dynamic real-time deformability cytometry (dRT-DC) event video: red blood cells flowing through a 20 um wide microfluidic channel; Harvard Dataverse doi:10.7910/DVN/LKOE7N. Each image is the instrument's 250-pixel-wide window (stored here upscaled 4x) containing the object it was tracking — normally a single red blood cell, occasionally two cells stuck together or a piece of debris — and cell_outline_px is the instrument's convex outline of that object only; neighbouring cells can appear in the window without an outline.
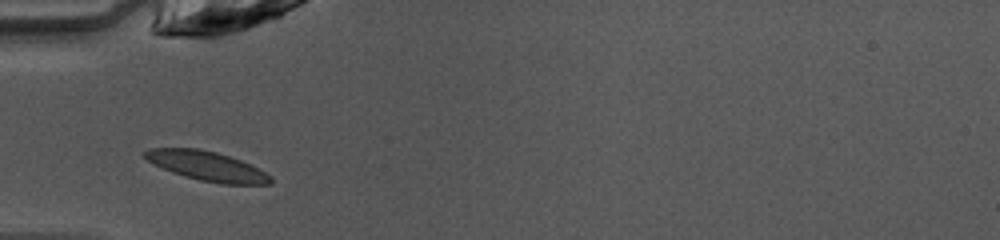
{"species": "common noctule bat (a hibernating species)", "species_latin": "Nyctalus noctula", "temperature_condition": "warm", "stored_images_in_passage": 34, "camera_frame_rate_fps": 3000, "um_per_image_px": 0.085, "animal": {"sex": "female", "body_mass_g": 10.0, "forearm_length_mm": 53.1}, "frame": {"image": 1, "passage_image": 1, "time_ms": 0.0, "image_size_px": [1000, 240], "cell_outline_px": [[272, 184], [224, 184], [200, 180], [184, 176], [172, 172], [148, 160], [144, 156], [144, 152], [148, 148], [200, 148], [216, 152], [240, 160], [272, 176]], "centroid_in_image_um": [17.6, 14.11], "position_along_channel_um": 67.4, "area_um2": 21.21}}
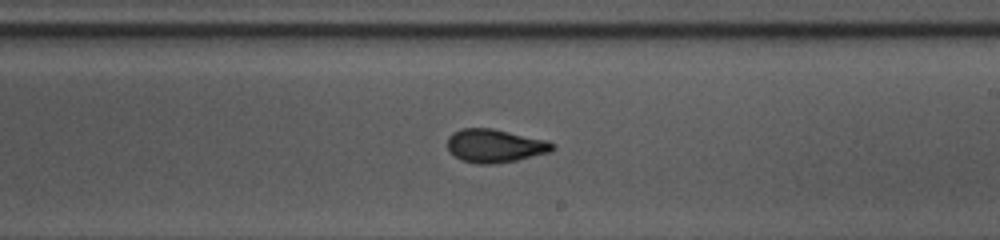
{"frame": {"image": 2, "passage_image": 14, "time_ms": 4.333, "image_size_px": [1000, 240], "cell_outline_px": [[556, 148], [552, 152], [516, 160], [492, 164], [476, 164], [460, 160], [448, 152], [448, 136], [452, 132], [460, 128], [492, 128], [548, 140], [556, 144]], "centroid_in_image_um": [42.07, 12.39], "position_along_channel_um": 246.9, "area_um2": 20.81}}
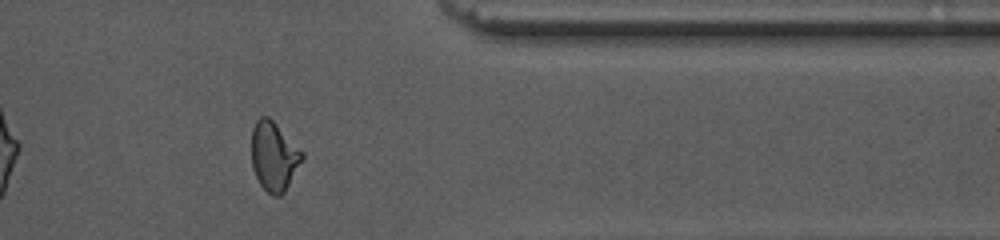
{"frame": {"image": 3, "passage_image": 25, "time_ms": 8.0, "image_size_px": [1000, 240], "cell_outline_px": [[304, 156], [284, 192], [280, 196], [272, 196], [260, 184], [252, 168], [252, 128], [256, 120], [260, 116], [268, 116], [304, 152]], "centroid_in_image_um": [23.27, 13.27], "position_along_channel_um": 388.1, "area_um2": 20.17}, "authors_computed_cell_mechanics": {"area_um2": 20.5479, "velocity_mm_per_s": 4.1329, "shape_relaxation_time_tau1_ms": 4.0662, "shape_relaxation_time_tau2_ms": 1.2112, "deformation_change_tau1": 0.1547, "deformation_change_tau2": 0.0687}}